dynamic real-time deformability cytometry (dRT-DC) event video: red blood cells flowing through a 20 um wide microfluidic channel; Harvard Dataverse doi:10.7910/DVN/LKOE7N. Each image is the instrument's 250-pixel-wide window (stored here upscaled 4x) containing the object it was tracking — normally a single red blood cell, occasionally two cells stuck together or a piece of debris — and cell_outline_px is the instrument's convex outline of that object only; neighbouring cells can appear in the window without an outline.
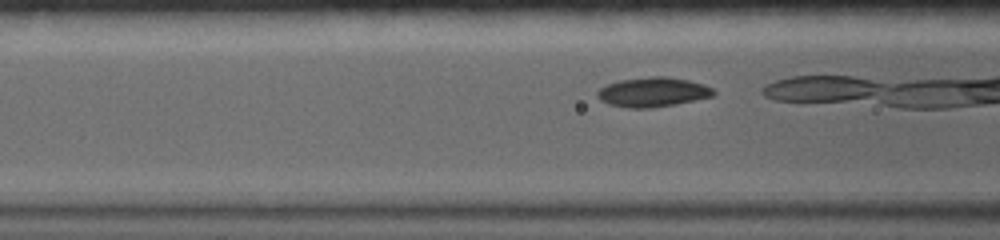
{"species": "common noctule bat (a hibernating species)", "species_latin": "Nyctalus noctula", "temperature_condition": "warm", "stored_images_in_passage": 7, "camera_frame_rate_fps": 5000, "um_per_image_px": 0.085, "animal": {"sex": "female", "body_mass_g": 19.0, "forearm_length_mm": 56.7}, "frame": {"image": 1, "passage_image": 4, "time_ms": 0.6, "image_size_px": [1000, 240], "cell_outline_px": [[716, 92], [712, 96], [676, 104], [648, 108], [628, 108], [608, 104], [600, 100], [596, 96], [596, 92], [600, 88], [608, 84], [620, 80], [652, 76], [664, 76], [688, 80], [704, 84], [712, 88]], "centroid_in_image_um": [55.47, 7.83], "position_along_channel_um": 111.1, "area_um2": 19.94}}